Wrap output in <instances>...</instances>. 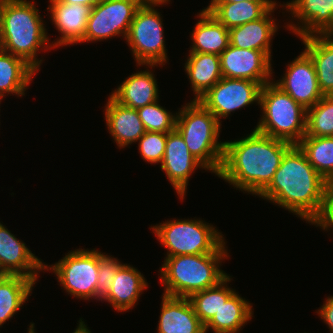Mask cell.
<instances>
[{
    "mask_svg": "<svg viewBox=\"0 0 333 333\" xmlns=\"http://www.w3.org/2000/svg\"><path fill=\"white\" fill-rule=\"evenodd\" d=\"M291 143L261 134L225 141L219 178L234 188L258 196L272 181Z\"/></svg>",
    "mask_w": 333,
    "mask_h": 333,
    "instance_id": "obj_1",
    "label": "cell"
},
{
    "mask_svg": "<svg viewBox=\"0 0 333 333\" xmlns=\"http://www.w3.org/2000/svg\"><path fill=\"white\" fill-rule=\"evenodd\" d=\"M328 184L300 147L292 145L272 181L258 196L313 224L321 214Z\"/></svg>",
    "mask_w": 333,
    "mask_h": 333,
    "instance_id": "obj_2",
    "label": "cell"
},
{
    "mask_svg": "<svg viewBox=\"0 0 333 333\" xmlns=\"http://www.w3.org/2000/svg\"><path fill=\"white\" fill-rule=\"evenodd\" d=\"M33 1L3 0L0 6V48L22 58L36 72L43 63L39 49L49 50L47 29ZM48 47V48H47Z\"/></svg>",
    "mask_w": 333,
    "mask_h": 333,
    "instance_id": "obj_3",
    "label": "cell"
},
{
    "mask_svg": "<svg viewBox=\"0 0 333 333\" xmlns=\"http://www.w3.org/2000/svg\"><path fill=\"white\" fill-rule=\"evenodd\" d=\"M225 241L213 252L165 257L160 267L163 295L189 298L193 293L218 285L228 274L221 270L229 257Z\"/></svg>",
    "mask_w": 333,
    "mask_h": 333,
    "instance_id": "obj_4",
    "label": "cell"
},
{
    "mask_svg": "<svg viewBox=\"0 0 333 333\" xmlns=\"http://www.w3.org/2000/svg\"><path fill=\"white\" fill-rule=\"evenodd\" d=\"M221 123L199 100H190L177 112L175 129L190 153L205 169L218 175L224 157L225 142H219Z\"/></svg>",
    "mask_w": 333,
    "mask_h": 333,
    "instance_id": "obj_5",
    "label": "cell"
},
{
    "mask_svg": "<svg viewBox=\"0 0 333 333\" xmlns=\"http://www.w3.org/2000/svg\"><path fill=\"white\" fill-rule=\"evenodd\" d=\"M262 118L257 132L297 145L306 134L307 110L273 80L261 87L259 104Z\"/></svg>",
    "mask_w": 333,
    "mask_h": 333,
    "instance_id": "obj_6",
    "label": "cell"
},
{
    "mask_svg": "<svg viewBox=\"0 0 333 333\" xmlns=\"http://www.w3.org/2000/svg\"><path fill=\"white\" fill-rule=\"evenodd\" d=\"M167 249L166 257L213 253L225 240L222 232L202 219H174L151 226Z\"/></svg>",
    "mask_w": 333,
    "mask_h": 333,
    "instance_id": "obj_7",
    "label": "cell"
},
{
    "mask_svg": "<svg viewBox=\"0 0 333 333\" xmlns=\"http://www.w3.org/2000/svg\"><path fill=\"white\" fill-rule=\"evenodd\" d=\"M169 2L170 0H160L142 3L134 15L125 40L138 66L145 65L152 69L158 65H165L168 60L163 20L155 7Z\"/></svg>",
    "mask_w": 333,
    "mask_h": 333,
    "instance_id": "obj_8",
    "label": "cell"
},
{
    "mask_svg": "<svg viewBox=\"0 0 333 333\" xmlns=\"http://www.w3.org/2000/svg\"><path fill=\"white\" fill-rule=\"evenodd\" d=\"M44 267V271L55 273L58 282L68 295L81 300L90 298L97 300L98 250L82 248L71 250L55 264H45Z\"/></svg>",
    "mask_w": 333,
    "mask_h": 333,
    "instance_id": "obj_9",
    "label": "cell"
},
{
    "mask_svg": "<svg viewBox=\"0 0 333 333\" xmlns=\"http://www.w3.org/2000/svg\"><path fill=\"white\" fill-rule=\"evenodd\" d=\"M140 0H102L92 8L84 39L80 43L127 37Z\"/></svg>",
    "mask_w": 333,
    "mask_h": 333,
    "instance_id": "obj_10",
    "label": "cell"
},
{
    "mask_svg": "<svg viewBox=\"0 0 333 333\" xmlns=\"http://www.w3.org/2000/svg\"><path fill=\"white\" fill-rule=\"evenodd\" d=\"M261 87L255 81L222 77L199 101L221 123V119H227L231 112L234 113L254 102L259 104Z\"/></svg>",
    "mask_w": 333,
    "mask_h": 333,
    "instance_id": "obj_11",
    "label": "cell"
},
{
    "mask_svg": "<svg viewBox=\"0 0 333 333\" xmlns=\"http://www.w3.org/2000/svg\"><path fill=\"white\" fill-rule=\"evenodd\" d=\"M219 56L224 78L247 79L261 86L273 80L271 58L264 51L229 45Z\"/></svg>",
    "mask_w": 333,
    "mask_h": 333,
    "instance_id": "obj_12",
    "label": "cell"
},
{
    "mask_svg": "<svg viewBox=\"0 0 333 333\" xmlns=\"http://www.w3.org/2000/svg\"><path fill=\"white\" fill-rule=\"evenodd\" d=\"M281 77L273 82L306 110L324 96L318 85L314 63L304 50L288 64Z\"/></svg>",
    "mask_w": 333,
    "mask_h": 333,
    "instance_id": "obj_13",
    "label": "cell"
},
{
    "mask_svg": "<svg viewBox=\"0 0 333 333\" xmlns=\"http://www.w3.org/2000/svg\"><path fill=\"white\" fill-rule=\"evenodd\" d=\"M281 5L299 21L285 26L299 38L333 32V0H292Z\"/></svg>",
    "mask_w": 333,
    "mask_h": 333,
    "instance_id": "obj_14",
    "label": "cell"
},
{
    "mask_svg": "<svg viewBox=\"0 0 333 333\" xmlns=\"http://www.w3.org/2000/svg\"><path fill=\"white\" fill-rule=\"evenodd\" d=\"M160 166L181 200L186 196L189 177L192 173L198 168L206 170L190 153L181 134L176 129L168 132L165 153Z\"/></svg>",
    "mask_w": 333,
    "mask_h": 333,
    "instance_id": "obj_15",
    "label": "cell"
},
{
    "mask_svg": "<svg viewBox=\"0 0 333 333\" xmlns=\"http://www.w3.org/2000/svg\"><path fill=\"white\" fill-rule=\"evenodd\" d=\"M0 262L6 275H20L35 282L45 263L0 222Z\"/></svg>",
    "mask_w": 333,
    "mask_h": 333,
    "instance_id": "obj_16",
    "label": "cell"
},
{
    "mask_svg": "<svg viewBox=\"0 0 333 333\" xmlns=\"http://www.w3.org/2000/svg\"><path fill=\"white\" fill-rule=\"evenodd\" d=\"M47 9L50 11L52 23L61 33L59 39L51 43L53 48L75 45L84 39L92 7L76 3L50 2Z\"/></svg>",
    "mask_w": 333,
    "mask_h": 333,
    "instance_id": "obj_17",
    "label": "cell"
},
{
    "mask_svg": "<svg viewBox=\"0 0 333 333\" xmlns=\"http://www.w3.org/2000/svg\"><path fill=\"white\" fill-rule=\"evenodd\" d=\"M157 333H205L189 298L162 295Z\"/></svg>",
    "mask_w": 333,
    "mask_h": 333,
    "instance_id": "obj_18",
    "label": "cell"
},
{
    "mask_svg": "<svg viewBox=\"0 0 333 333\" xmlns=\"http://www.w3.org/2000/svg\"><path fill=\"white\" fill-rule=\"evenodd\" d=\"M104 111L106 126L119 148L136 143L145 134L137 109L125 107L109 96Z\"/></svg>",
    "mask_w": 333,
    "mask_h": 333,
    "instance_id": "obj_19",
    "label": "cell"
},
{
    "mask_svg": "<svg viewBox=\"0 0 333 333\" xmlns=\"http://www.w3.org/2000/svg\"><path fill=\"white\" fill-rule=\"evenodd\" d=\"M279 5L271 8L262 18L245 23L229 30L230 45L264 51L272 59V39L278 31L274 17H271Z\"/></svg>",
    "mask_w": 333,
    "mask_h": 333,
    "instance_id": "obj_20",
    "label": "cell"
},
{
    "mask_svg": "<svg viewBox=\"0 0 333 333\" xmlns=\"http://www.w3.org/2000/svg\"><path fill=\"white\" fill-rule=\"evenodd\" d=\"M148 283L139 270L129 264H122L116 272L109 292L101 299L111 304L118 312L133 308Z\"/></svg>",
    "mask_w": 333,
    "mask_h": 333,
    "instance_id": "obj_21",
    "label": "cell"
},
{
    "mask_svg": "<svg viewBox=\"0 0 333 333\" xmlns=\"http://www.w3.org/2000/svg\"><path fill=\"white\" fill-rule=\"evenodd\" d=\"M153 71L145 69L132 73L111 93L119 104L138 109L159 100V89Z\"/></svg>",
    "mask_w": 333,
    "mask_h": 333,
    "instance_id": "obj_22",
    "label": "cell"
},
{
    "mask_svg": "<svg viewBox=\"0 0 333 333\" xmlns=\"http://www.w3.org/2000/svg\"><path fill=\"white\" fill-rule=\"evenodd\" d=\"M199 20L192 31V47L189 52L220 55L229 45V30L206 8L197 15Z\"/></svg>",
    "mask_w": 333,
    "mask_h": 333,
    "instance_id": "obj_23",
    "label": "cell"
},
{
    "mask_svg": "<svg viewBox=\"0 0 333 333\" xmlns=\"http://www.w3.org/2000/svg\"><path fill=\"white\" fill-rule=\"evenodd\" d=\"M333 32L310 35L300 38L304 51L312 59L320 91L323 95H333Z\"/></svg>",
    "mask_w": 333,
    "mask_h": 333,
    "instance_id": "obj_24",
    "label": "cell"
},
{
    "mask_svg": "<svg viewBox=\"0 0 333 333\" xmlns=\"http://www.w3.org/2000/svg\"><path fill=\"white\" fill-rule=\"evenodd\" d=\"M184 68L195 96L193 100H199L223 77L217 54L189 52Z\"/></svg>",
    "mask_w": 333,
    "mask_h": 333,
    "instance_id": "obj_25",
    "label": "cell"
},
{
    "mask_svg": "<svg viewBox=\"0 0 333 333\" xmlns=\"http://www.w3.org/2000/svg\"><path fill=\"white\" fill-rule=\"evenodd\" d=\"M234 292L218 312L204 326L205 333L212 330L213 333H240L242 327L253 317L252 304L245 298Z\"/></svg>",
    "mask_w": 333,
    "mask_h": 333,
    "instance_id": "obj_26",
    "label": "cell"
},
{
    "mask_svg": "<svg viewBox=\"0 0 333 333\" xmlns=\"http://www.w3.org/2000/svg\"><path fill=\"white\" fill-rule=\"evenodd\" d=\"M35 74L37 72L22 58L0 48V104L6 93L25 96Z\"/></svg>",
    "mask_w": 333,
    "mask_h": 333,
    "instance_id": "obj_27",
    "label": "cell"
},
{
    "mask_svg": "<svg viewBox=\"0 0 333 333\" xmlns=\"http://www.w3.org/2000/svg\"><path fill=\"white\" fill-rule=\"evenodd\" d=\"M276 2L210 3L206 9L228 30L262 18Z\"/></svg>",
    "mask_w": 333,
    "mask_h": 333,
    "instance_id": "obj_28",
    "label": "cell"
},
{
    "mask_svg": "<svg viewBox=\"0 0 333 333\" xmlns=\"http://www.w3.org/2000/svg\"><path fill=\"white\" fill-rule=\"evenodd\" d=\"M36 282L20 275H7L0 281V327L24 306Z\"/></svg>",
    "mask_w": 333,
    "mask_h": 333,
    "instance_id": "obj_29",
    "label": "cell"
},
{
    "mask_svg": "<svg viewBox=\"0 0 333 333\" xmlns=\"http://www.w3.org/2000/svg\"><path fill=\"white\" fill-rule=\"evenodd\" d=\"M297 145L314 169L333 183V137L304 136Z\"/></svg>",
    "mask_w": 333,
    "mask_h": 333,
    "instance_id": "obj_30",
    "label": "cell"
},
{
    "mask_svg": "<svg viewBox=\"0 0 333 333\" xmlns=\"http://www.w3.org/2000/svg\"><path fill=\"white\" fill-rule=\"evenodd\" d=\"M231 280L230 275H228L218 285L195 292L189 297L196 315L204 326L218 312L222 304L236 291L227 284Z\"/></svg>",
    "mask_w": 333,
    "mask_h": 333,
    "instance_id": "obj_31",
    "label": "cell"
},
{
    "mask_svg": "<svg viewBox=\"0 0 333 333\" xmlns=\"http://www.w3.org/2000/svg\"><path fill=\"white\" fill-rule=\"evenodd\" d=\"M305 136L333 137V95H324L307 109Z\"/></svg>",
    "mask_w": 333,
    "mask_h": 333,
    "instance_id": "obj_32",
    "label": "cell"
},
{
    "mask_svg": "<svg viewBox=\"0 0 333 333\" xmlns=\"http://www.w3.org/2000/svg\"><path fill=\"white\" fill-rule=\"evenodd\" d=\"M143 126L148 132L168 133L176 127L177 112L172 114L159 101L137 109Z\"/></svg>",
    "mask_w": 333,
    "mask_h": 333,
    "instance_id": "obj_33",
    "label": "cell"
},
{
    "mask_svg": "<svg viewBox=\"0 0 333 333\" xmlns=\"http://www.w3.org/2000/svg\"><path fill=\"white\" fill-rule=\"evenodd\" d=\"M168 133L148 132L137 141L138 150L145 162L158 164L162 162Z\"/></svg>",
    "mask_w": 333,
    "mask_h": 333,
    "instance_id": "obj_34",
    "label": "cell"
},
{
    "mask_svg": "<svg viewBox=\"0 0 333 333\" xmlns=\"http://www.w3.org/2000/svg\"><path fill=\"white\" fill-rule=\"evenodd\" d=\"M99 251V272L97 278V300H101L110 290L113 278L122 263L117 258Z\"/></svg>",
    "mask_w": 333,
    "mask_h": 333,
    "instance_id": "obj_35",
    "label": "cell"
},
{
    "mask_svg": "<svg viewBox=\"0 0 333 333\" xmlns=\"http://www.w3.org/2000/svg\"><path fill=\"white\" fill-rule=\"evenodd\" d=\"M312 225L326 231L330 230V228L333 230V183L328 184L321 214Z\"/></svg>",
    "mask_w": 333,
    "mask_h": 333,
    "instance_id": "obj_36",
    "label": "cell"
},
{
    "mask_svg": "<svg viewBox=\"0 0 333 333\" xmlns=\"http://www.w3.org/2000/svg\"><path fill=\"white\" fill-rule=\"evenodd\" d=\"M324 302L316 312L324 323L327 324L330 329L329 331L333 333V296H328Z\"/></svg>",
    "mask_w": 333,
    "mask_h": 333,
    "instance_id": "obj_37",
    "label": "cell"
},
{
    "mask_svg": "<svg viewBox=\"0 0 333 333\" xmlns=\"http://www.w3.org/2000/svg\"><path fill=\"white\" fill-rule=\"evenodd\" d=\"M50 2L64 3V4H81L85 6L95 7L102 0H49Z\"/></svg>",
    "mask_w": 333,
    "mask_h": 333,
    "instance_id": "obj_38",
    "label": "cell"
},
{
    "mask_svg": "<svg viewBox=\"0 0 333 333\" xmlns=\"http://www.w3.org/2000/svg\"><path fill=\"white\" fill-rule=\"evenodd\" d=\"M82 320L83 319L80 318V320L78 321L79 324H78L77 328L73 331V333H91V331L88 329L85 322Z\"/></svg>",
    "mask_w": 333,
    "mask_h": 333,
    "instance_id": "obj_39",
    "label": "cell"
},
{
    "mask_svg": "<svg viewBox=\"0 0 333 333\" xmlns=\"http://www.w3.org/2000/svg\"><path fill=\"white\" fill-rule=\"evenodd\" d=\"M240 1L276 2L274 0H211L210 3H234Z\"/></svg>",
    "mask_w": 333,
    "mask_h": 333,
    "instance_id": "obj_40",
    "label": "cell"
},
{
    "mask_svg": "<svg viewBox=\"0 0 333 333\" xmlns=\"http://www.w3.org/2000/svg\"><path fill=\"white\" fill-rule=\"evenodd\" d=\"M34 324L35 323H32V322L30 323L29 328L27 330L28 333H35V329H34L35 326H34Z\"/></svg>",
    "mask_w": 333,
    "mask_h": 333,
    "instance_id": "obj_41",
    "label": "cell"
},
{
    "mask_svg": "<svg viewBox=\"0 0 333 333\" xmlns=\"http://www.w3.org/2000/svg\"><path fill=\"white\" fill-rule=\"evenodd\" d=\"M142 3H152V2H157L160 0H140Z\"/></svg>",
    "mask_w": 333,
    "mask_h": 333,
    "instance_id": "obj_42",
    "label": "cell"
},
{
    "mask_svg": "<svg viewBox=\"0 0 333 333\" xmlns=\"http://www.w3.org/2000/svg\"><path fill=\"white\" fill-rule=\"evenodd\" d=\"M7 276L4 272H0V281L5 277Z\"/></svg>",
    "mask_w": 333,
    "mask_h": 333,
    "instance_id": "obj_43",
    "label": "cell"
},
{
    "mask_svg": "<svg viewBox=\"0 0 333 333\" xmlns=\"http://www.w3.org/2000/svg\"><path fill=\"white\" fill-rule=\"evenodd\" d=\"M0 272H3V267H2L1 262H0Z\"/></svg>",
    "mask_w": 333,
    "mask_h": 333,
    "instance_id": "obj_44",
    "label": "cell"
}]
</instances>
